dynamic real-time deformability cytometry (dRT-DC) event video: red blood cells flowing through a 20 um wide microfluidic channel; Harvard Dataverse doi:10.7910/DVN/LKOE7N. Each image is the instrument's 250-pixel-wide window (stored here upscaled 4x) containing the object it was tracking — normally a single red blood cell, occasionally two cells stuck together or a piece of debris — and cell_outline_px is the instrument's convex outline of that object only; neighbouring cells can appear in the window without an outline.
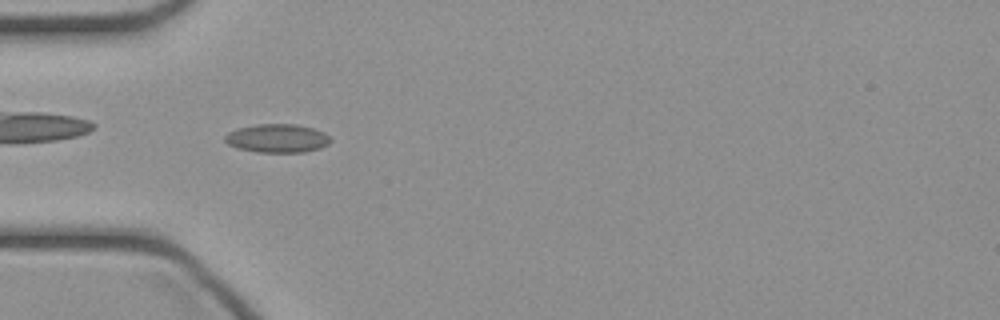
{"species": "common noctule bat (a hibernating species)", "species_latin": "Nyctalus noctula", "temperature_condition": "cold", "stored_images_in_passage": 43, "camera_frame_rate_fps": 3000, "um_per_image_px": 0.085, "animal": {"sex": "female", "body_mass_g": 21.9}, "frame": {"image": 1, "passage_image": 11, "time_ms": 3.333, "image_size_px": [1000, 320], "cell_outline_px": [[332, 140], [328, 144], [320, 148], [304, 152], [256, 152], [236, 148], [228, 144], [224, 140], [224, 136], [228, 132], [236, 128], [256, 124], [296, 124], [312, 128], [324, 132]], "centroid_in_image_um": [23.54, 11.75], "position_along_channel_um": 61.5, "area_um2": 17.69}}
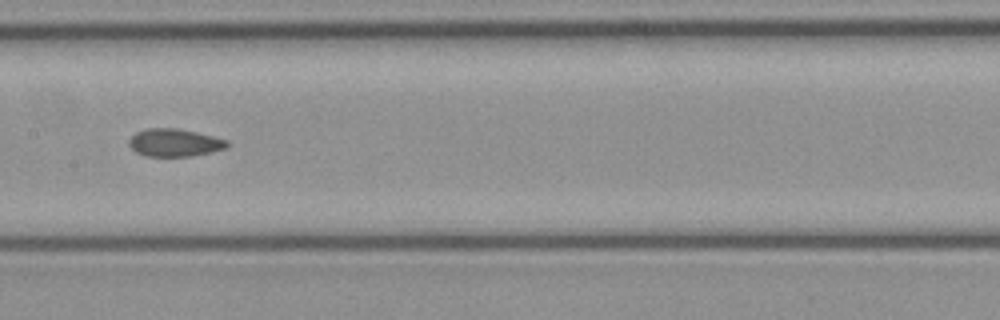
{"frame": {"image": 2, "passage_image": 20, "time_ms": 6.333, "image_size_px": [1000, 320], "cell_outline_px": [[228, 148], [188, 156], [144, 156], [136, 152], [128, 144], [128, 140], [136, 132], [144, 128], [176, 128], [196, 132], [228, 140]], "centroid_in_image_um": [14.8, 12.12], "position_along_channel_um": 192.6, "area_um2": 15.78}}
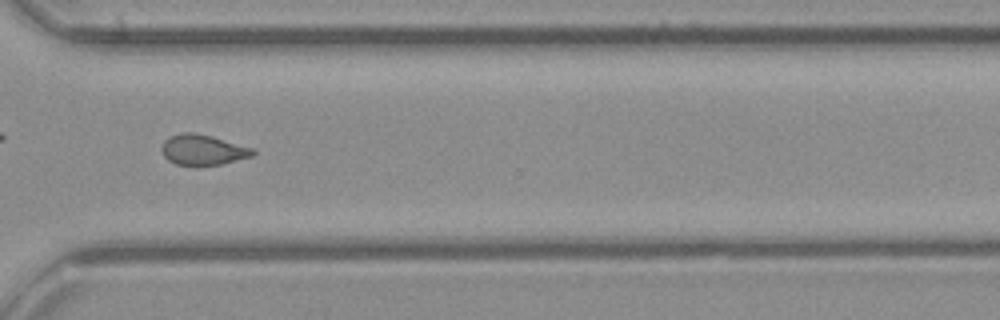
{"frame": {"image": 3, "passage_image": 31, "time_ms": 10.0, "image_size_px": [1000, 320], "cell_outline_px": [[256, 152], [252, 156], [224, 164], [196, 168], [176, 164], [168, 160], [164, 156], [160, 148], [164, 140], [172, 136], [184, 132], [192, 132], [212, 136], [256, 148]], "centroid_in_image_um": [17.27, 12.77], "position_along_channel_um": 353.3, "area_um2": 16.82}}